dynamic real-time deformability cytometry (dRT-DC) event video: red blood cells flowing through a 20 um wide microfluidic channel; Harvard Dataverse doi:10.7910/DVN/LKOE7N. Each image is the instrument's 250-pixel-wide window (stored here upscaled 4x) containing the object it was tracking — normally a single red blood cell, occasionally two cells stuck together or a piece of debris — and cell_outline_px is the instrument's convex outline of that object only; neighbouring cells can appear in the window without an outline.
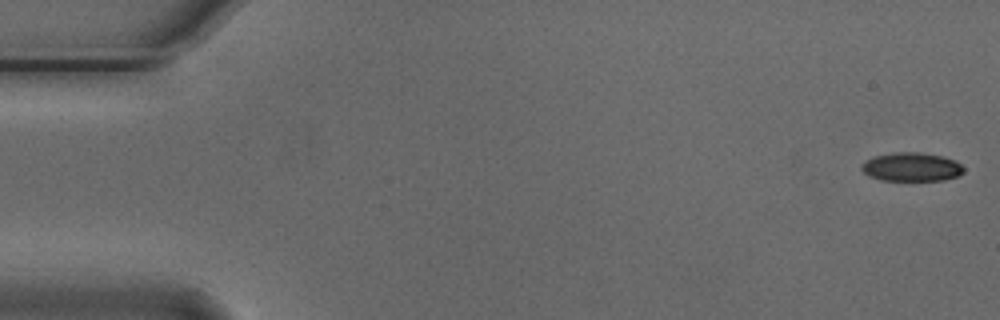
{"species": "Egyptian fruit bat (a non-hibernating species)", "species_latin": "Rousettus aegyptiacus", "temperature_condition": "cold", "stored_images_in_passage": 54, "camera_frame_rate_fps": 3000, "um_per_image_px": 0.085, "animal": {"sex": "male"}, "frame": {"image": 1, "passage_image": 1, "time_ms": 0.0, "image_size_px": [1000, 320], "cell_outline_px": [[964, 172], [960, 176], [944, 180], [880, 180], [868, 176], [860, 168], [864, 160], [872, 156], [896, 152], [920, 152], [944, 156], [956, 160], [964, 168]], "centroid_in_image_um": [77.48, 14.18], "position_along_channel_um": 7.5, "area_um2": 17.4}}
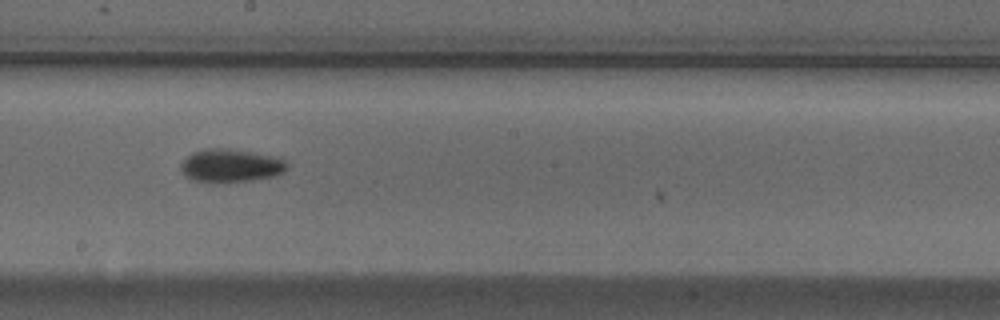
{"frame": {"image": 2, "passage_image": 30, "time_ms": 9.667, "image_size_px": [1000, 320], "cell_outline_px": [[288, 168], [284, 172], [272, 176], [252, 180], [216, 184], [212, 184], [188, 180], [180, 172], [180, 164], [192, 152], [204, 148], [228, 148], [252, 152], [284, 160], [288, 164]], "centroid_in_image_um": [19.51, 14.11], "position_along_channel_um": 228.7, "area_um2": 20.98}}
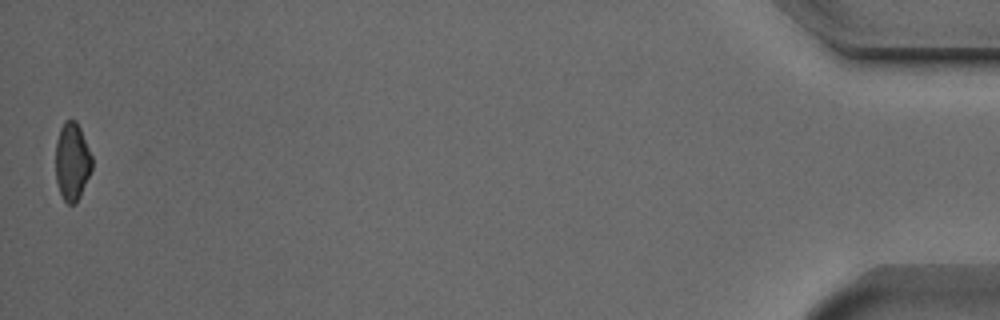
{"frame": {"image": 3, "passage_image": 54, "time_ms": 17.667, "image_size_px": [1000, 320], "cell_outline_px": [[92, 168], [80, 196], [76, 204], [68, 204], [64, 200], [60, 192], [56, 180], [56, 140], [60, 128], [64, 120], [76, 120], [80, 128], [92, 156]], "centroid_in_image_um": [6.13, 13.72], "position_along_channel_um": 429.1, "area_um2": 16.47}, "authors_computed_cell_mechanics": {"area_um2": 18.2359, "velocity_mm_per_s": 3.7492, "shape_relaxation_time_tau1_ms": 4.1241, "shape_relaxation_time_tau2_ms": 11.0683, "deformation_change_tau1": 0.0938, "deformation_change_tau2": 0.1739}}